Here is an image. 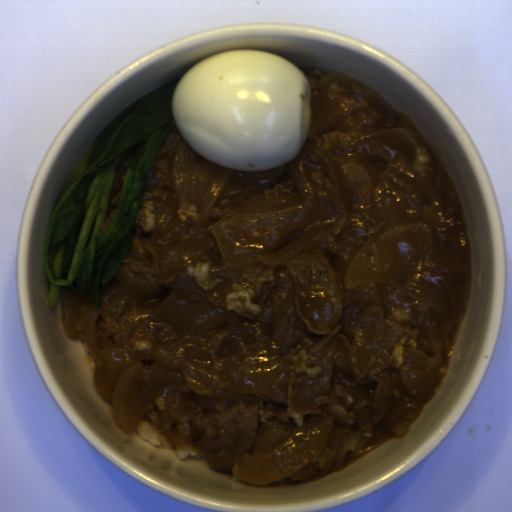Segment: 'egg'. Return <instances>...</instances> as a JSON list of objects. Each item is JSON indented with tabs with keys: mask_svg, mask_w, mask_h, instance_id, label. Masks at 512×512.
Returning a JSON list of instances; mask_svg holds the SVG:
<instances>
[{
	"mask_svg": "<svg viewBox=\"0 0 512 512\" xmlns=\"http://www.w3.org/2000/svg\"><path fill=\"white\" fill-rule=\"evenodd\" d=\"M170 113L198 155L232 170L266 172L302 152L313 116L312 85L285 56L231 49L181 75Z\"/></svg>",
	"mask_w": 512,
	"mask_h": 512,
	"instance_id": "d2b9013d",
	"label": "egg"
}]
</instances>
